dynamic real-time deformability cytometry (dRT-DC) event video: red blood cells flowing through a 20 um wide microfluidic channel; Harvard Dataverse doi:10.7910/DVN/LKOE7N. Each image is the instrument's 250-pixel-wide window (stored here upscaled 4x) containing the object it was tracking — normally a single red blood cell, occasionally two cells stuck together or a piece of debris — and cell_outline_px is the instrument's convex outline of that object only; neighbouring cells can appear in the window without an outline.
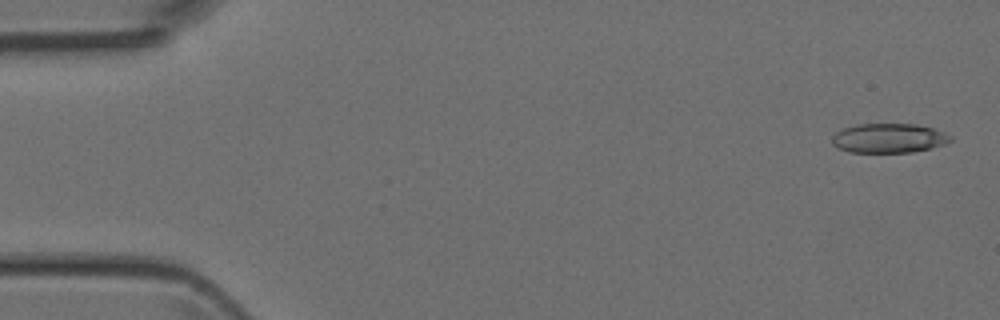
{"species": "Egyptian fruit bat (a non-hibernating species)", "species_latin": "Rousettus aegyptiacus", "temperature_condition": "room temperature", "stored_images_in_passage": 10, "camera_frame_rate_fps": 3000, "um_per_image_px": 0.085, "animal": {"sex": "female"}, "frame": {"image": 1, "passage_image": 1, "time_ms": 0.0, "image_size_px": [1000, 320], "cell_outline_px": [[952, 140], [944, 144], [912, 152], [848, 152], [836, 148], [832, 144], [832, 136], [836, 132], [844, 128], [856, 124], [916, 124], [932, 128], [944, 132], [952, 136]], "centroid_in_image_um": [75.51, 11.74], "position_along_channel_um": 9.5, "area_um2": 20.29}}